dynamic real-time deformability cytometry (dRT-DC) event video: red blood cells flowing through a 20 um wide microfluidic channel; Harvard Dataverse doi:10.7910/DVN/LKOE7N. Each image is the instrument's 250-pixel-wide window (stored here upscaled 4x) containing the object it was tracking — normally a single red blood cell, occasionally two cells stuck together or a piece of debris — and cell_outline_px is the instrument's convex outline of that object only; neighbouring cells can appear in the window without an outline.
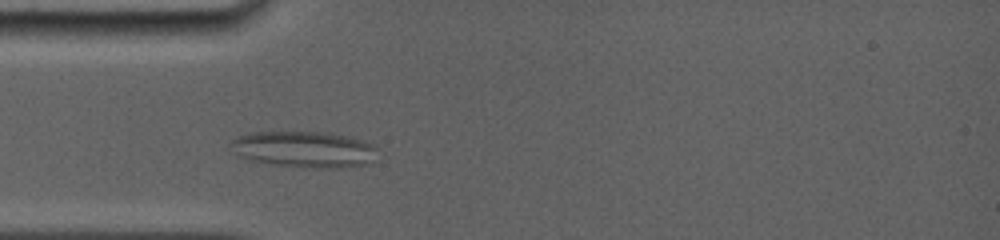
{"species": "common noctule bat (a hibernating species)", "species_latin": "Nyctalus noctula", "temperature_condition": "room temperature", "stored_images_in_passage": 8, "camera_frame_rate_fps": 5000, "um_per_image_px": 0.085, "animal": {"sex": "female", "body_mass_g": 19.0, "forearm_length_mm": 56.7}, "frame": {"image": 1, "passage_image": 4, "time_ms": 2.2, "image_size_px": [1000, 240], "cell_outline_px": [[376, 148], [368, 164], [340, 168], [312, 168], [268, 164], [240, 156], [228, 144], [232, 140], [240, 136], [256, 132], [332, 132], [352, 136], [376, 144]], "centroid_in_image_um": [25.9, 12.68], "position_along_channel_um": 59.1, "area_um2": 31.04}}
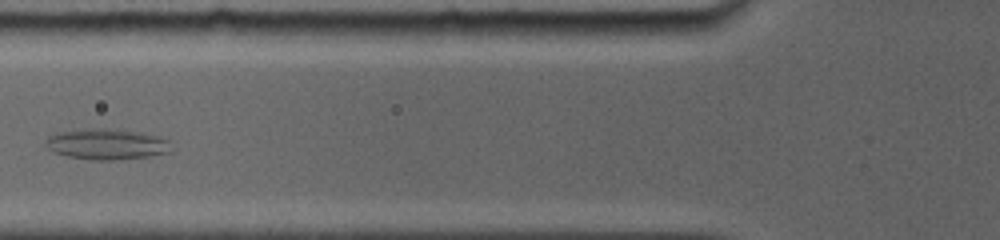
{"frame": {"image": 2, "passage_image": 6, "time_ms": 3.8, "image_size_px": [1000, 240], "cell_outline_px": [[172, 152], [148, 156], [116, 160], [92, 160], [68, 156], [56, 152], [48, 148], [44, 144], [48, 136], [56, 132], [84, 128], [112, 128], [140, 132], [160, 136], [172, 140]], "centroid_in_image_um": [9.13, 12.23], "position_along_channel_um": 116.7, "area_um2": 23.0}}
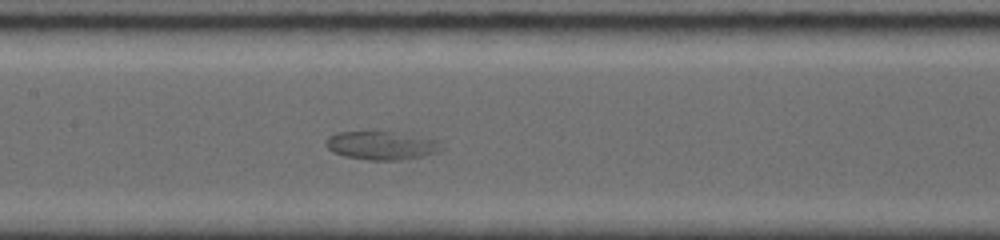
{"frame": {"image": 3, "passage_image": 8, "time_ms": 5.4, "image_size_px": [1000, 240], "cell_outline_px": [[444, 148], [436, 152], [420, 156], [396, 160], [368, 160], [344, 156], [332, 152], [324, 144], [324, 140], [328, 136], [340, 132], [372, 128], [404, 132], [444, 140]], "centroid_in_image_um": [32.45, 12.29], "position_along_channel_um": 174.9, "area_um2": 20.52}}